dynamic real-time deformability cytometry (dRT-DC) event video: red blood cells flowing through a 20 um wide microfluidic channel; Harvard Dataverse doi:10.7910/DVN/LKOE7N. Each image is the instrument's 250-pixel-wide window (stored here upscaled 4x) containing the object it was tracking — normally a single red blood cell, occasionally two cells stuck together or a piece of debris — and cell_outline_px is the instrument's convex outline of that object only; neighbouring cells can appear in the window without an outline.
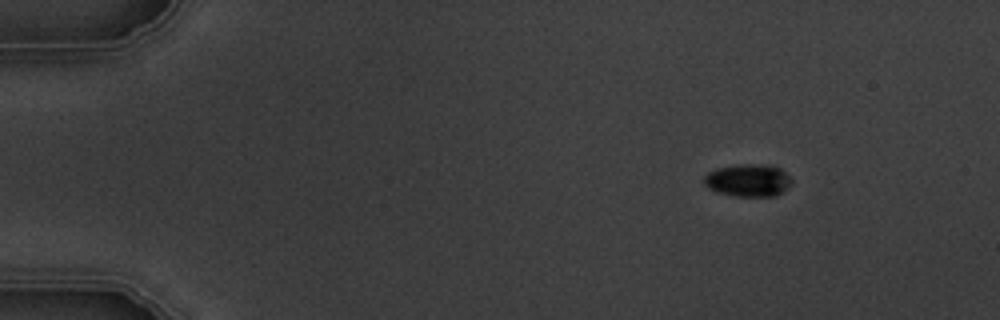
{"species": "common noctule bat (a hibernating species)", "species_latin": "Nyctalus noctula", "temperature_condition": "warm", "stored_images_in_passage": 4, "camera_frame_rate_fps": 3000, "um_per_image_px": 0.085, "animal": {"sex": "male", "body_mass_g": 19.5, "forearm_length_mm": 54.6}, "frame": {"image": 1, "passage_image": 1, "time_ms": 0.0, "image_size_px": [1000, 320], "cell_outline_px": [[792, 184], [784, 192], [776, 196], [736, 196], [716, 192], [708, 188], [704, 184], [704, 176], [708, 172], [716, 168], [736, 164], [768, 164], [780, 168], [792, 180]], "centroid_in_image_um": [63.59, 15.32], "position_along_channel_um": 21.4, "area_um2": 16.88}}
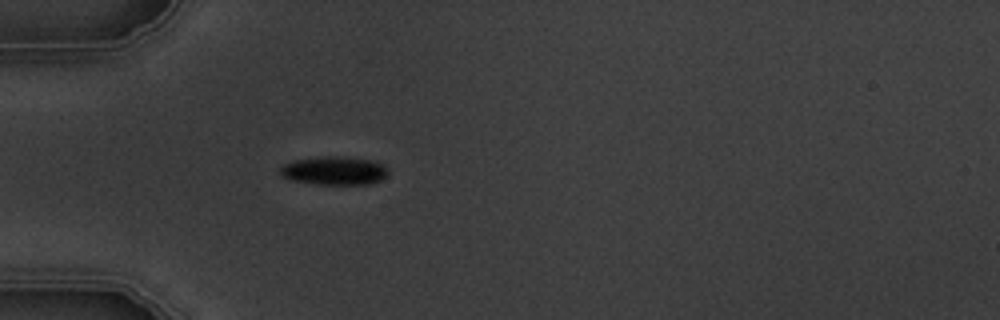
{"frame": {"image": 2, "passage_image": 4, "time_ms": 3.333, "image_size_px": [1000, 320], "cell_outline_px": [[388, 172], [380, 180], [372, 184], [316, 184], [292, 180], [280, 176], [280, 168], [284, 164], [292, 160], [320, 156], [344, 156], [372, 160], [384, 164], [388, 168]], "centroid_in_image_um": [28.4, 14.49], "position_along_channel_um": 56.6, "area_um2": 18.15}}